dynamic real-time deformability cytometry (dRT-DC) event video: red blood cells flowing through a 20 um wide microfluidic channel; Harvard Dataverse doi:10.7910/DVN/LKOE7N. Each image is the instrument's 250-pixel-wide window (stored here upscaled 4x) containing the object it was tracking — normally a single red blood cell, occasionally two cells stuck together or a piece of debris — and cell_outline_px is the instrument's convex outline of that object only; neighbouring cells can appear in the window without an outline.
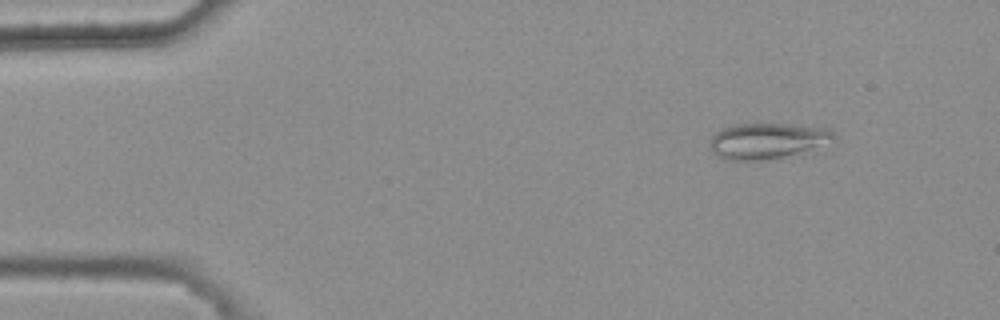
{"species": "common noctule bat (a hibernating species)", "species_latin": "Nyctalus noctula", "temperature_condition": "warm", "stored_images_in_passage": 47, "camera_frame_rate_fps": 3000, "um_per_image_px": 0.085, "animal": {"sex": "female", "body_mass_g": 25.1}, "frame": {"image": 1, "passage_image": 6, "time_ms": 1.667, "image_size_px": [1000, 320], "cell_outline_px": [[836, 136], [808, 148], [784, 156], [760, 160], [728, 160], [712, 152], [708, 144], [708, 140], [720, 128], [732, 124], [788, 124], [828, 128]], "centroid_in_image_um": [65.04, 11.94], "position_along_channel_um": 20.0, "area_um2": 25.03}}
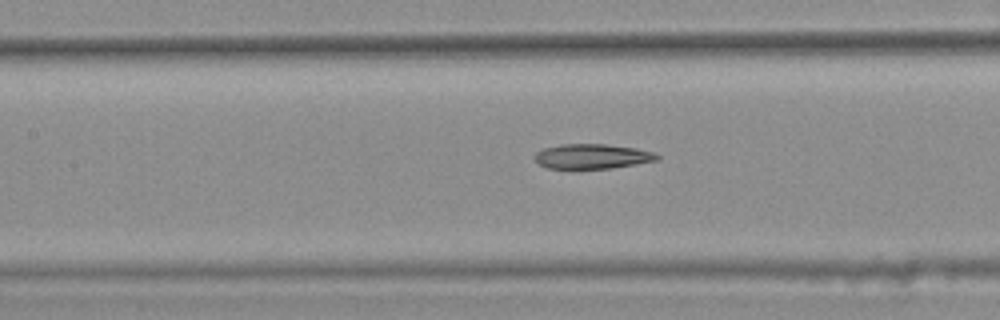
{"frame": {"image": 2, "passage_image": 24, "time_ms": 7.667, "image_size_px": [1000, 320], "cell_outline_px": [[660, 156], [656, 160], [636, 164], [612, 168], [576, 172], [572, 172], [548, 168], [540, 164], [532, 156], [536, 152], [544, 148], [560, 144], [608, 144], [636, 148], [652, 152]], "centroid_in_image_um": [50.25, 13.34], "position_along_channel_um": 157.2, "area_um2": 18.55}}
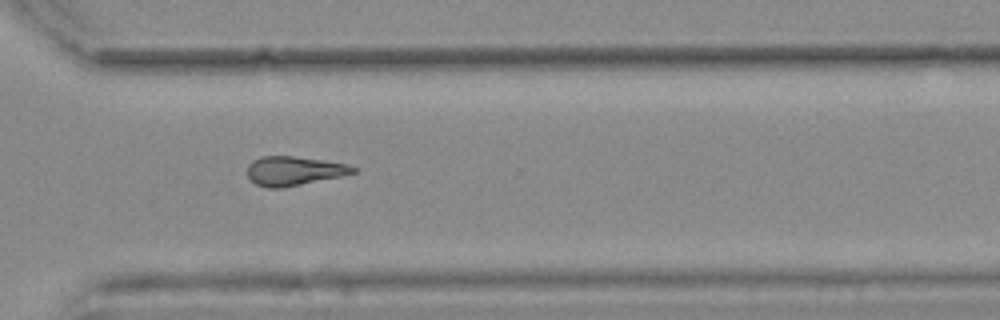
{"frame": {"image": 3, "passage_image": 39, "time_ms": 12.667, "image_size_px": [1000, 320], "cell_outline_px": [[356, 172], [340, 176], [280, 188], [268, 188], [256, 184], [248, 176], [248, 164], [252, 160], [260, 156], [292, 156], [324, 160], [348, 164], [356, 168]], "centroid_in_image_um": [24.96, 14.51], "position_along_channel_um": 345.6, "area_um2": 17.74}, "authors_computed_cell_mechanics": {"area_um2": 18.5538, "velocity_mm_per_s": 3.7725, "shape_relaxation_time_tau1_ms": null, "shape_relaxation_time_tau2_ms": 7.3502, "deformation_change_tau1": null, "deformation_change_tau2": 0.1863}}